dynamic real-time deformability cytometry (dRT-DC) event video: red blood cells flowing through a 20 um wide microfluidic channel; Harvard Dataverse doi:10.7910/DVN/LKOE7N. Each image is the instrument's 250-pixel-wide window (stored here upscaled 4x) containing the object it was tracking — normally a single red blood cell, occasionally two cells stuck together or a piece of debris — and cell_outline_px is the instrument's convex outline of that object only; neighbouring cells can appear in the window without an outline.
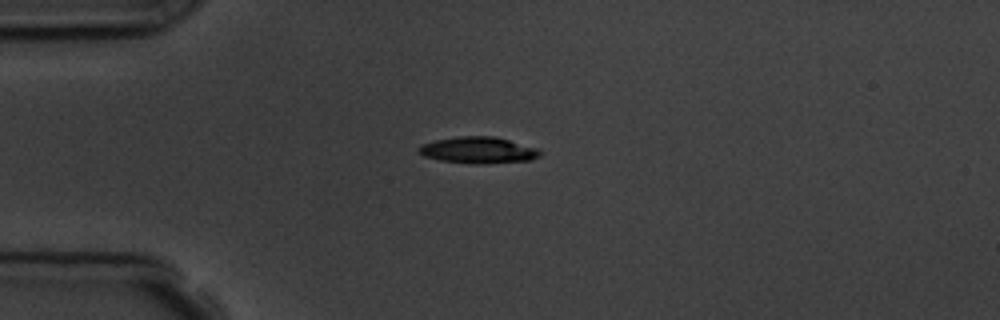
{"species": "common noctule bat (a hibernating species)", "species_latin": "Nyctalus noctula", "temperature_condition": "room temperature", "stored_images_in_passage": 5, "camera_frame_rate_fps": 3000, "um_per_image_px": 0.085, "animal": {"sex": "male", "body_mass_g": 19.5, "forearm_length_mm": 54.6}, "frame": {"image": 1, "passage_image": 3, "time_ms": 3.333, "image_size_px": [1000, 320], "cell_outline_px": [[540, 156], [532, 160], [480, 164], [476, 164], [440, 160], [424, 156], [416, 152], [416, 148], [420, 144], [436, 140], [460, 136], [496, 136], [536, 148], [540, 152]], "centroid_in_image_um": [40.61, 12.76], "position_along_channel_um": 44.4, "area_um2": 18.73}}